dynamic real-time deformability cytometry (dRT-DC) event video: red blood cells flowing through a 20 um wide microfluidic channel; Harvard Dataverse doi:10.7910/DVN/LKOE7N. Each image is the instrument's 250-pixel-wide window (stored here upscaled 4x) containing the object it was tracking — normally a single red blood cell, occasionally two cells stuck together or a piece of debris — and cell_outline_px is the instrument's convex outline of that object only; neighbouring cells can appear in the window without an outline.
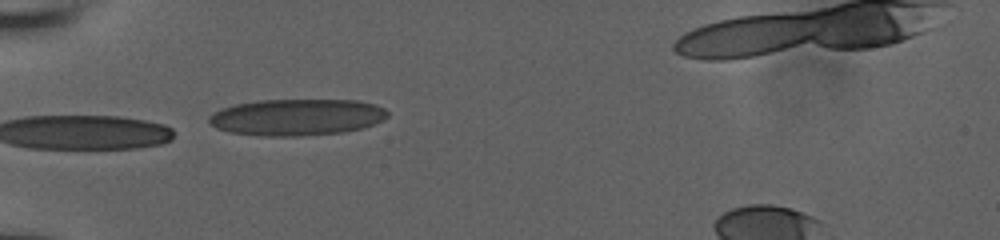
{"species": "human", "species_latin": "Homo sapiens", "temperature_condition": "room temperature", "stored_images_in_passage": 18, "camera_frame_rate_fps": 3000, "um_per_image_px": 0.085, "donor": {"sex": "male"}, "frame": {"image": 1, "passage_image": 1, "time_ms": 0.0, "image_size_px": [1000, 240], "cell_outline_px": [[388, 116], [384, 120], [360, 128], [344, 132], [300, 136], [264, 136], [228, 132], [216, 128], [208, 124], [208, 116], [220, 108], [236, 104], [256, 100], [360, 100], [376, 104], [384, 108], [388, 112]], "centroid_in_image_um": [25.2, 9.96], "position_along_channel_um": 59.8, "area_um2": 38.38}}
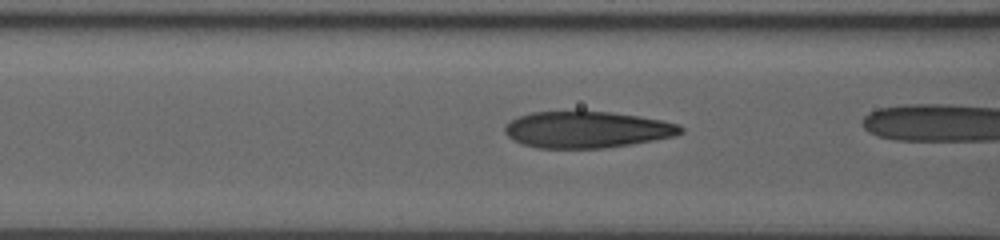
{"frame": {"image": 2, "passage_image": 7, "time_ms": 1.0, "image_size_px": [1000, 240], "cell_outline_px": [[684, 132], [676, 136], [604, 148], [536, 148], [524, 144], [508, 136], [504, 132], [504, 128], [512, 120], [520, 116], [532, 112], [608, 112], [640, 116], [680, 124], [684, 128]], "centroid_in_image_um": [49.93, 11.02], "position_along_channel_um": 116.7, "area_um2": 36.99}}
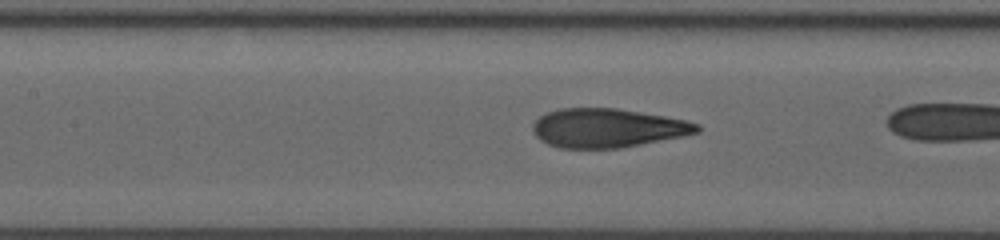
{"frame": {"image": 3, "passage_image": 13, "time_ms": 2.0, "image_size_px": [1000, 240], "cell_outline_px": [[700, 132], [684, 136], [620, 148], [560, 148], [548, 144], [540, 140], [536, 136], [532, 128], [532, 124], [540, 116], [548, 112], [560, 108], [616, 108], [664, 116], [684, 120], [700, 124]], "centroid_in_image_um": [51.64, 10.88], "position_along_channel_um": 155.8, "area_um2": 37.22}}